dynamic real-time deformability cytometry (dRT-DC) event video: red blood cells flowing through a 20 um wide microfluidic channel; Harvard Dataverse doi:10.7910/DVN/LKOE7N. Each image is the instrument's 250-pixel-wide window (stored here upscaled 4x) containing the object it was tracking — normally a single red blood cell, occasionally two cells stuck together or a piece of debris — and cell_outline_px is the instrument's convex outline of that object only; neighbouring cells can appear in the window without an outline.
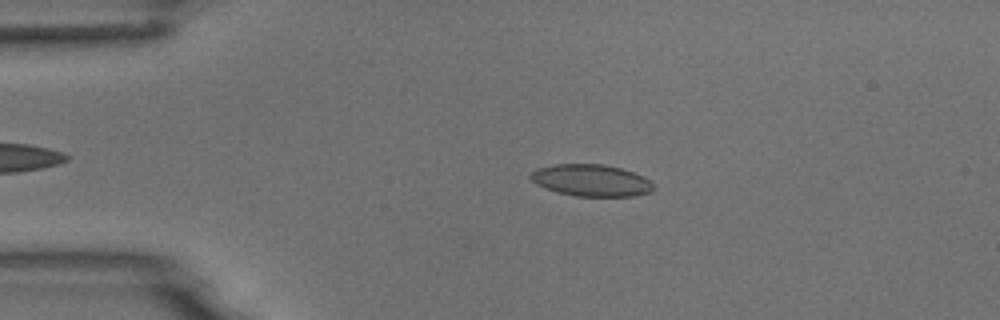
{"species": "common noctule bat (a hibernating species)", "species_latin": "Nyctalus noctula", "temperature_condition": "room temperature", "stored_images_in_passage": 48, "camera_frame_rate_fps": 3000, "um_per_image_px": 0.085, "animal": {"sex": "male", "body_mass_g": 18.8}, "frame": {"image": 1, "passage_image": 11, "time_ms": 3.333, "image_size_px": [1000, 320], "cell_outline_px": [[656, 188], [648, 192], [632, 196], [576, 196], [556, 192], [536, 184], [528, 176], [536, 168], [556, 164], [604, 164], [620, 168], [644, 176]], "centroid_in_image_um": [50.22, 15.33], "position_along_channel_um": 34.8, "area_um2": 22.72}}
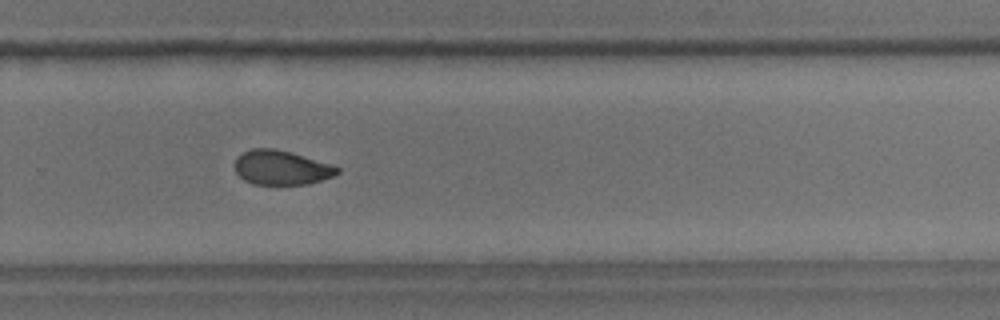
{"frame": {"image": 2, "passage_image": 36, "time_ms": 11.667, "image_size_px": [1000, 320], "cell_outline_px": [[340, 172], [332, 176], [308, 184], [252, 184], [244, 180], [236, 172], [232, 164], [236, 156], [252, 148], [272, 148], [292, 152], [332, 164], [340, 168]], "centroid_in_image_um": [23.88, 14.23], "position_along_channel_um": 305.9, "area_um2": 20.75}}
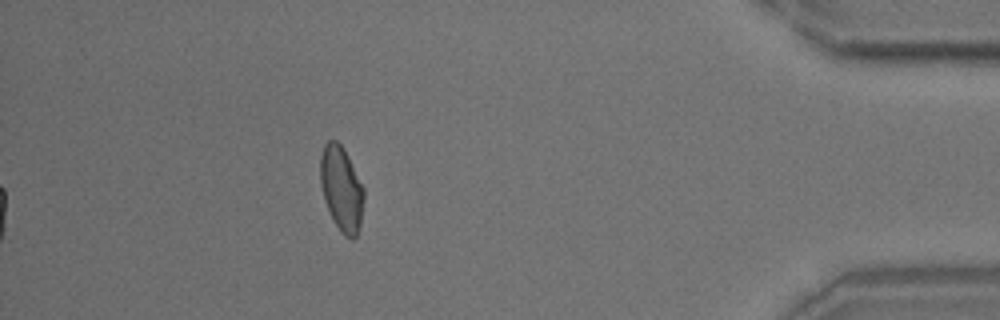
{"frame": {"image": 3, "passage_image": 48, "time_ms": 15.667, "image_size_px": [1000, 320], "cell_outline_px": [[364, 200], [360, 224], [356, 236], [352, 240], [344, 236], [340, 232], [324, 200], [320, 184], [320, 156], [324, 144], [328, 140], [336, 140], [344, 148], [364, 188]], "centroid_in_image_um": [29.02, 16.03], "position_along_channel_um": 406.2, "area_um2": 21.56}, "authors_computed_cell_mechanics": {"area_um2": 21.964, "velocity_mm_per_s": 3.7163, "shape_relaxation_time_tau1_ms": 4.1438, "shape_relaxation_time_tau2_ms": 1.8476, "deformation_change_tau1": 0.1094, "deformation_change_tau2": 0.0531}}